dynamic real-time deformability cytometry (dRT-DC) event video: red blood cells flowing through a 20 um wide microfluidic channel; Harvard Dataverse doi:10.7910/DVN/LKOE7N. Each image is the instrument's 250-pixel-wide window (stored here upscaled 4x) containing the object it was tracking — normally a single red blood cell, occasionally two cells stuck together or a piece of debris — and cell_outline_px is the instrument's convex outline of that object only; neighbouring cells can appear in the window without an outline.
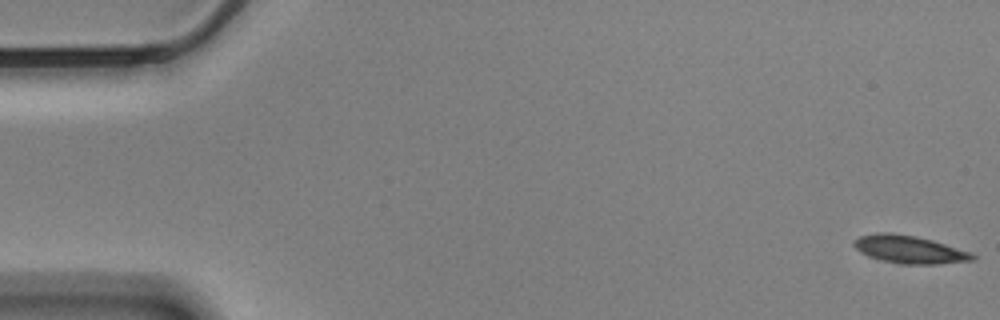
{"species": "Egyptian fruit bat (a non-hibernating species)", "species_latin": "Rousettus aegyptiacus", "temperature_condition": "cold", "stored_images_in_passage": 58, "camera_frame_rate_fps": 3000, "um_per_image_px": 0.085, "animal": {"sex": "male"}, "frame": {"image": 1, "passage_image": 1, "time_ms": 0.0, "image_size_px": [1000, 320], "cell_outline_px": [[976, 260], [936, 264], [900, 264], [868, 256], [860, 252], [852, 244], [852, 240], [860, 236], [876, 232], [888, 232], [916, 236], [932, 240], [972, 252], [976, 256]], "centroid_in_image_um": [77.3, 21.2], "position_along_channel_um": 7.7, "area_um2": 19.31}}
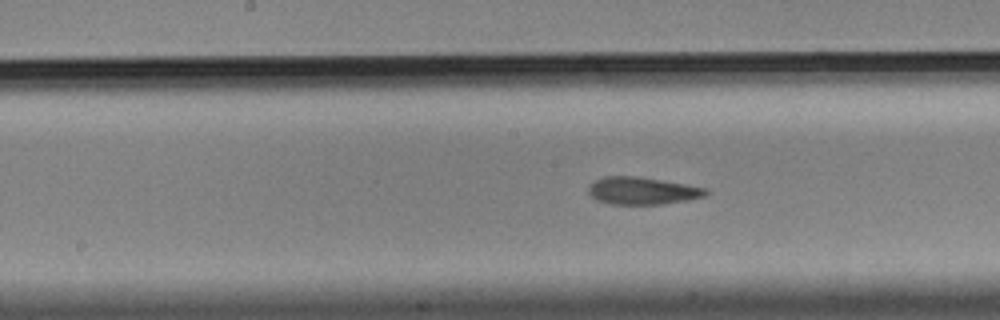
{"frame": {"image": 2, "passage_image": 29, "time_ms": 9.333, "image_size_px": [1000, 320], "cell_outline_px": [[708, 192], [704, 196], [688, 200], [660, 204], [608, 204], [596, 200], [588, 192], [588, 188], [596, 180], [604, 176], [636, 176], [708, 188]], "centroid_in_image_um": [54.58, 16.22], "position_along_channel_um": 193.6, "area_um2": 18.55}}
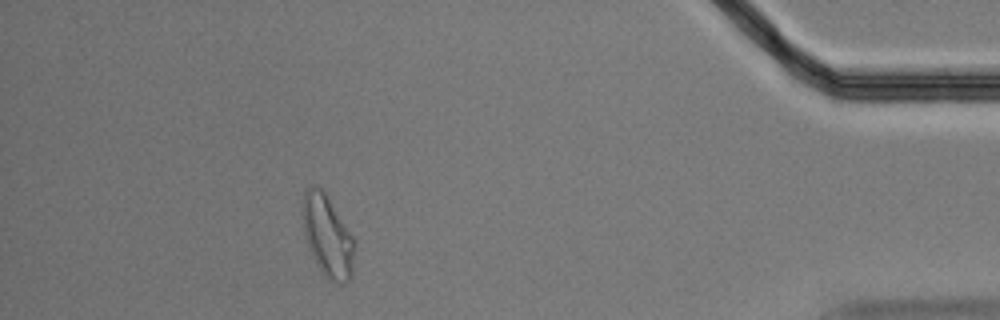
{"frame": {"image": 3, "passage_image": 52, "time_ms": 17.0, "image_size_px": [1000, 320], "cell_outline_px": [[356, 244], [352, 280], [344, 284], [340, 284], [328, 280], [320, 272], [312, 256], [304, 236], [300, 212], [304, 192], [312, 184], [320, 188], [324, 192], [356, 240]], "centroid_in_image_um": [27.84, 20.12], "position_along_channel_um": 407.4, "area_um2": 25.55}, "authors_computed_cell_mechanics": {"area_um2": 19.1896, "velocity_mm_per_s": 3.4574, "shape_relaxation_time_tau1_ms": 5.3172, "shape_relaxation_time_tau2_ms": 2.5489, "deformation_change_tau1": 0.1452, "deformation_change_tau2": 0.1092}}